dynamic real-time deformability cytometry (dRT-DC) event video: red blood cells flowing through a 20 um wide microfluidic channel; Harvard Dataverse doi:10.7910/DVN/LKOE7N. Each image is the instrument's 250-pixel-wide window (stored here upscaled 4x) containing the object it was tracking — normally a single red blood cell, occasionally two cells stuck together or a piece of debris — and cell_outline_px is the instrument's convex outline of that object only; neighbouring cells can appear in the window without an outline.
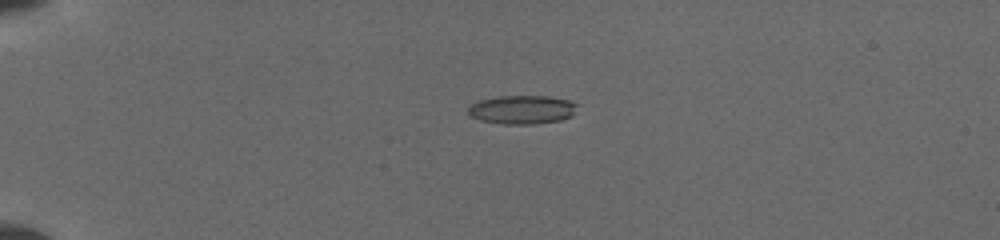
{"species": "common noctule bat (a hibernating species)", "species_latin": "Nyctalus noctula", "temperature_condition": "cold", "stored_images_in_passage": 80, "camera_frame_rate_fps": 3000, "um_per_image_px": 0.085, "animal": {"sex": "female", "body_mass_g": 19.5, "forearm_length_mm": 54.1}, "frame": {"image": 1, "passage_image": 1, "time_ms": 0.0, "image_size_px": [1000, 240], "cell_outline_px": [[580, 104], [572, 116], [560, 120], [532, 124], [504, 124], [480, 120], [472, 116], [468, 112], [468, 108], [472, 104], [480, 100], [496, 96], [548, 96], [568, 100]], "centroid_in_image_um": [44.42, 9.31], "position_along_channel_um": 40.6, "area_um2": 18.26}}
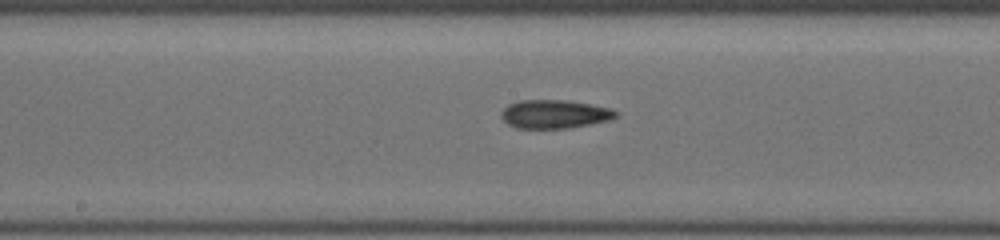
{"frame": {"image": 2, "passage_image": 23, "time_ms": 5.333, "image_size_px": [1000, 240], "cell_outline_px": [[616, 116], [612, 120], [572, 128], [516, 128], [508, 124], [500, 116], [500, 112], [508, 104], [520, 100], [564, 100], [612, 108], [616, 112]], "centroid_in_image_um": [47.13, 9.7], "position_along_channel_um": 201.1, "area_um2": 19.13}}
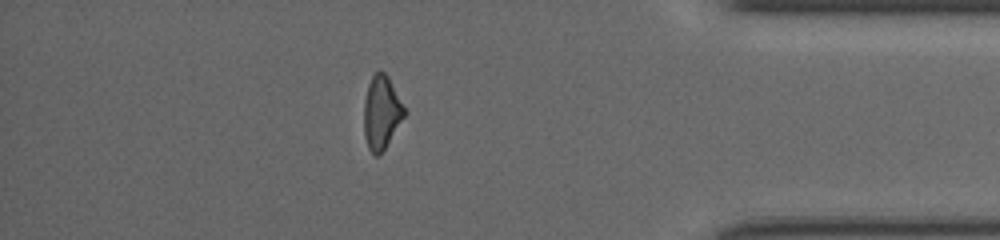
{"frame": {"image": 3, "passage_image": 64, "time_ms": 11.0, "image_size_px": [1000, 240], "cell_outline_px": [[408, 112], [380, 156], [376, 156], [368, 148], [364, 136], [364, 100], [368, 84], [372, 76], [376, 72], [384, 72], [388, 76]], "centroid_in_image_um": [32.44, 9.58], "position_along_channel_um": 402.8, "area_um2": 17.51}}